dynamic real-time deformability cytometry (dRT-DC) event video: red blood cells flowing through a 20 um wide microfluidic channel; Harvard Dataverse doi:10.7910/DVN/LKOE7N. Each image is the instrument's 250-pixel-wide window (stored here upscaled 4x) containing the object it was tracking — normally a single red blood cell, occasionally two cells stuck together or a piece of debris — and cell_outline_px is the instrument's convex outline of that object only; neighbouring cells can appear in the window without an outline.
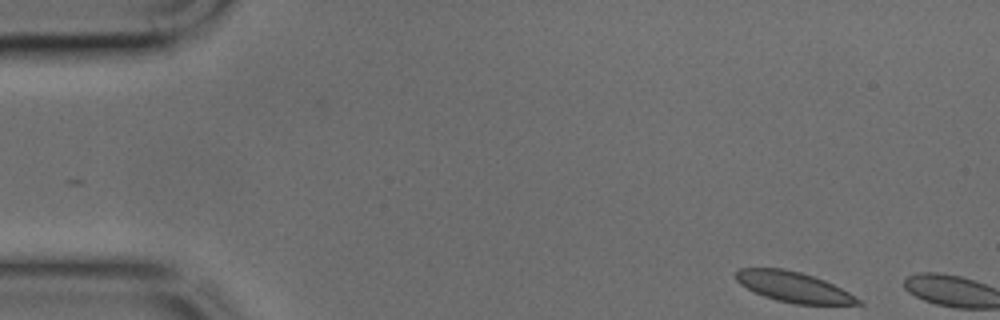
{"species": "common noctule bat (a hibernating species)", "species_latin": "Nyctalus noctula", "temperature_condition": "cold", "stored_images_in_passage": 2, "camera_frame_rate_fps": 3000, "um_per_image_px": 0.085, "animal": {"sex": "male", "body_mass_g": 17.9, "forearm_length_mm": 54.2}, "frame": {"image": 1, "passage_image": 1, "time_ms": 0.0, "image_size_px": [1000, 320], "cell_outline_px": [[864, 304], [796, 304], [776, 300], [764, 296], [740, 284], [736, 280], [736, 272], [740, 268], [784, 268], [800, 272], [824, 280], [864, 300]], "centroid_in_image_um": [67.47, 24.39], "position_along_channel_um": 17.5, "area_um2": 21.39}}